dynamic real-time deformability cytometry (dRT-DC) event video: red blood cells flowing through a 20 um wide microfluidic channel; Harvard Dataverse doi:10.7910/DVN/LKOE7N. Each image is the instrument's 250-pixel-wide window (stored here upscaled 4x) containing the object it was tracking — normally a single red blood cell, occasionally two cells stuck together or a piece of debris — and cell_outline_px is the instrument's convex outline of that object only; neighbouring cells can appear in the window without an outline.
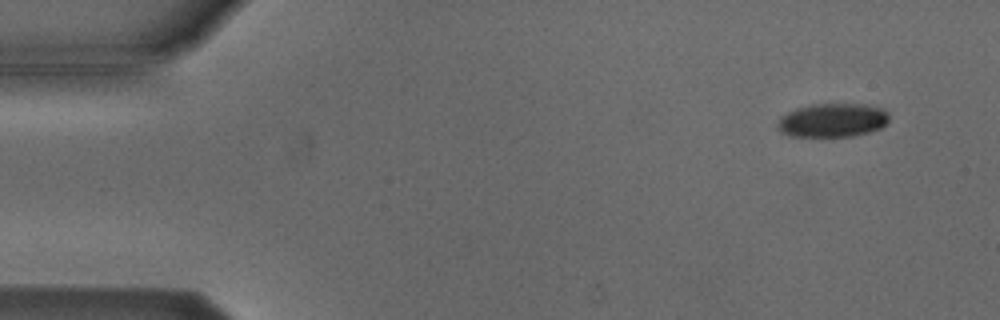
{"species": "Egyptian fruit bat (a non-hibernating species)", "species_latin": "Rousettus aegyptiacus", "temperature_condition": "cold", "stored_images_in_passage": 47, "camera_frame_rate_fps": 3000, "um_per_image_px": 0.085, "animal": {"sex": "male"}, "frame": {"image": 1, "passage_image": 1, "time_ms": 0.0, "image_size_px": [1000, 320], "cell_outline_px": [[888, 120], [880, 128], [868, 132], [852, 136], [788, 136], [780, 132], [776, 128], [776, 124], [780, 116], [796, 108], [812, 104], [864, 104], [880, 108], [888, 116]], "centroid_in_image_um": [70.68, 10.22], "position_along_channel_um": 14.3, "area_um2": 21.85}}
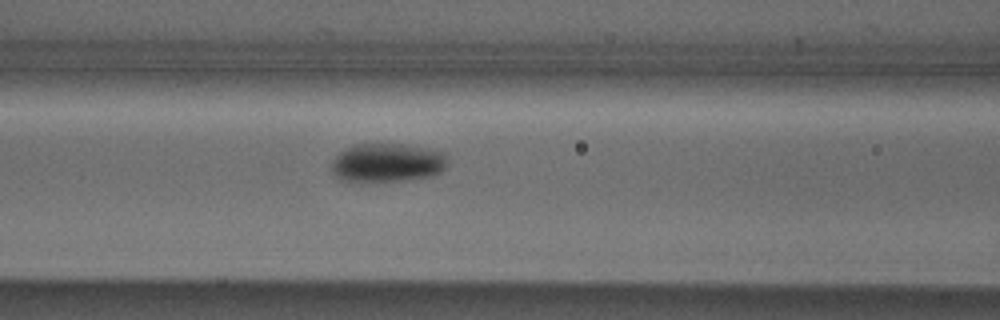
{"frame": {"image": 2, "passage_image": 19, "time_ms": 6.0, "image_size_px": [1000, 320], "cell_outline_px": [[444, 168], [440, 172], [432, 176], [400, 180], [348, 180], [336, 176], [332, 168], [332, 160], [340, 152], [356, 144], [400, 144], [428, 148], [444, 152]], "centroid_in_image_um": [32.92, 13.8], "position_along_channel_um": 133.7, "area_um2": 25.37}}
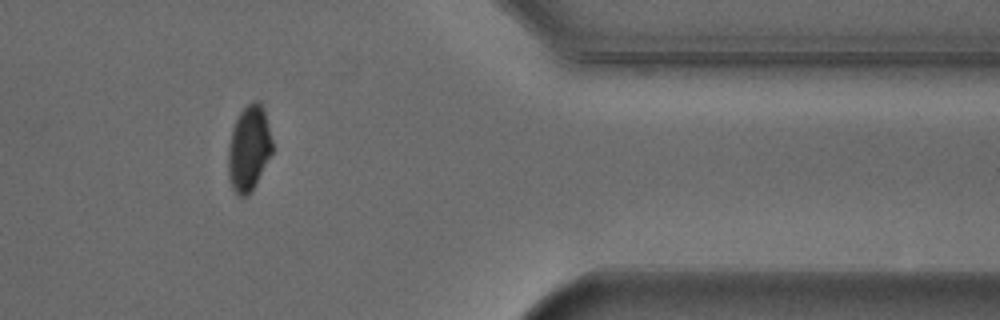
{"frame": {"image": 3, "passage_image": 41, "time_ms": 13.333, "image_size_px": [1000, 320], "cell_outline_px": [[272, 152], [256, 184], [248, 196], [240, 196], [232, 188], [228, 176], [228, 148], [232, 128], [240, 112], [252, 100], [260, 100], [264, 112], [272, 140]], "centroid_in_image_um": [21.14, 12.61], "position_along_channel_um": 390.3, "area_um2": 21.85}}